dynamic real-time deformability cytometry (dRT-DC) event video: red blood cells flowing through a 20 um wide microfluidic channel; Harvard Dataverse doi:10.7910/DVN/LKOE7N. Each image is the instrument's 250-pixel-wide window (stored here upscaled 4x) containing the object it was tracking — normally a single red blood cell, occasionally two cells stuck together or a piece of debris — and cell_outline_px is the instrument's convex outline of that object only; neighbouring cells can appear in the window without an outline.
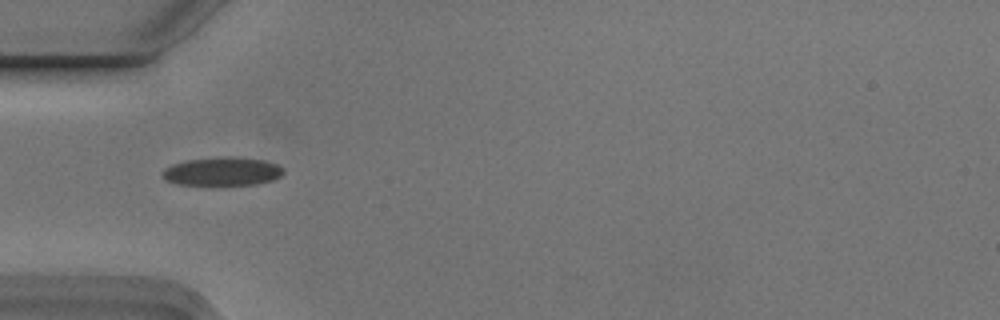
{"species": "Egyptian fruit bat (a non-hibernating species)", "species_latin": "Rousettus aegyptiacus", "temperature_condition": "cold", "stored_images_in_passage": 5, "camera_frame_rate_fps": 3000, "um_per_image_px": 0.085, "animal": {"sex": "male"}, "frame": {"image": 1, "passage_image": 4, "time_ms": 1.0, "image_size_px": [1000, 320], "cell_outline_px": [[284, 172], [280, 176], [272, 180], [256, 184], [216, 188], [180, 184], [164, 180], [160, 172], [164, 168], [172, 164], [184, 160], [228, 156], [236, 156], [264, 160], [276, 164], [284, 168]], "centroid_in_image_um": [18.85, 14.61], "position_along_channel_um": 66.1, "area_um2": 21.21}}
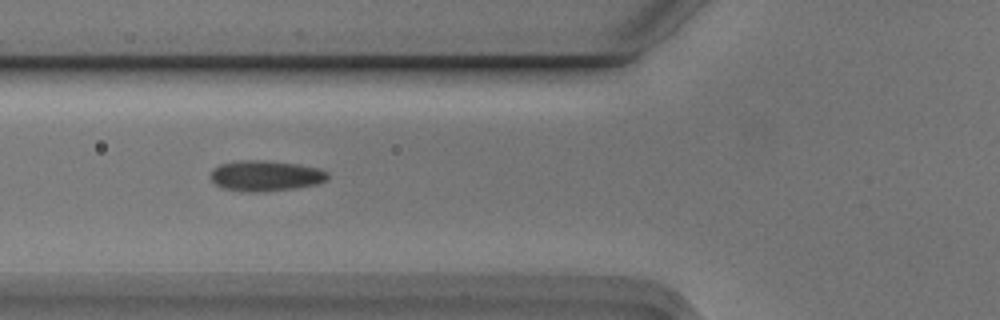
{"frame": {"image": 2, "passage_image": 5, "time_ms": 1.333, "image_size_px": [1000, 320], "cell_outline_px": [[328, 180], [320, 184], [296, 188], [260, 192], [248, 192], [220, 188], [212, 180], [212, 168], [220, 164], [248, 160], [264, 160], [296, 164], [320, 168], [328, 172]], "centroid_in_image_um": [22.62, 14.95], "position_along_channel_um": 103.2, "area_um2": 20.98}}